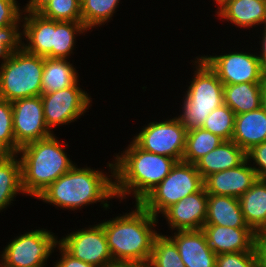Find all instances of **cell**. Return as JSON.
I'll list each match as a JSON object with an SVG mask.
<instances>
[{
    "mask_svg": "<svg viewBox=\"0 0 266 267\" xmlns=\"http://www.w3.org/2000/svg\"><path fill=\"white\" fill-rule=\"evenodd\" d=\"M80 80L73 86L52 93L41 94L43 112L48 129L70 125L92 107L91 94L80 88Z\"/></svg>",
    "mask_w": 266,
    "mask_h": 267,
    "instance_id": "10",
    "label": "cell"
},
{
    "mask_svg": "<svg viewBox=\"0 0 266 267\" xmlns=\"http://www.w3.org/2000/svg\"><path fill=\"white\" fill-rule=\"evenodd\" d=\"M12 153L2 144L0 143V162L6 160Z\"/></svg>",
    "mask_w": 266,
    "mask_h": 267,
    "instance_id": "41",
    "label": "cell"
},
{
    "mask_svg": "<svg viewBox=\"0 0 266 267\" xmlns=\"http://www.w3.org/2000/svg\"><path fill=\"white\" fill-rule=\"evenodd\" d=\"M110 267H145L142 265H134V264H114Z\"/></svg>",
    "mask_w": 266,
    "mask_h": 267,
    "instance_id": "44",
    "label": "cell"
},
{
    "mask_svg": "<svg viewBox=\"0 0 266 267\" xmlns=\"http://www.w3.org/2000/svg\"><path fill=\"white\" fill-rule=\"evenodd\" d=\"M223 141L219 136L203 128L190 130L186 134L185 151L182 161L195 164Z\"/></svg>",
    "mask_w": 266,
    "mask_h": 267,
    "instance_id": "28",
    "label": "cell"
},
{
    "mask_svg": "<svg viewBox=\"0 0 266 267\" xmlns=\"http://www.w3.org/2000/svg\"><path fill=\"white\" fill-rule=\"evenodd\" d=\"M261 107L266 112V77L263 82L262 94H261Z\"/></svg>",
    "mask_w": 266,
    "mask_h": 267,
    "instance_id": "42",
    "label": "cell"
},
{
    "mask_svg": "<svg viewBox=\"0 0 266 267\" xmlns=\"http://www.w3.org/2000/svg\"><path fill=\"white\" fill-rule=\"evenodd\" d=\"M56 134L28 143L17 153L21 163L22 187L26 196L37 198L40 193L76 163ZM62 143V144H61Z\"/></svg>",
    "mask_w": 266,
    "mask_h": 267,
    "instance_id": "4",
    "label": "cell"
},
{
    "mask_svg": "<svg viewBox=\"0 0 266 267\" xmlns=\"http://www.w3.org/2000/svg\"><path fill=\"white\" fill-rule=\"evenodd\" d=\"M51 0H28L23 5V13H39Z\"/></svg>",
    "mask_w": 266,
    "mask_h": 267,
    "instance_id": "40",
    "label": "cell"
},
{
    "mask_svg": "<svg viewBox=\"0 0 266 267\" xmlns=\"http://www.w3.org/2000/svg\"><path fill=\"white\" fill-rule=\"evenodd\" d=\"M261 248H266V241H261Z\"/></svg>",
    "mask_w": 266,
    "mask_h": 267,
    "instance_id": "46",
    "label": "cell"
},
{
    "mask_svg": "<svg viewBox=\"0 0 266 267\" xmlns=\"http://www.w3.org/2000/svg\"><path fill=\"white\" fill-rule=\"evenodd\" d=\"M263 267H266V248H261Z\"/></svg>",
    "mask_w": 266,
    "mask_h": 267,
    "instance_id": "45",
    "label": "cell"
},
{
    "mask_svg": "<svg viewBox=\"0 0 266 267\" xmlns=\"http://www.w3.org/2000/svg\"><path fill=\"white\" fill-rule=\"evenodd\" d=\"M236 114L225 104L216 108L205 120L202 128L224 141L232 140Z\"/></svg>",
    "mask_w": 266,
    "mask_h": 267,
    "instance_id": "31",
    "label": "cell"
},
{
    "mask_svg": "<svg viewBox=\"0 0 266 267\" xmlns=\"http://www.w3.org/2000/svg\"><path fill=\"white\" fill-rule=\"evenodd\" d=\"M121 0H82L81 15L82 23L91 32L94 28L108 25ZM91 29V30H90Z\"/></svg>",
    "mask_w": 266,
    "mask_h": 267,
    "instance_id": "29",
    "label": "cell"
},
{
    "mask_svg": "<svg viewBox=\"0 0 266 267\" xmlns=\"http://www.w3.org/2000/svg\"><path fill=\"white\" fill-rule=\"evenodd\" d=\"M87 32L89 30L82 21L53 20V58L69 59L77 48L76 38Z\"/></svg>",
    "mask_w": 266,
    "mask_h": 267,
    "instance_id": "27",
    "label": "cell"
},
{
    "mask_svg": "<svg viewBox=\"0 0 266 267\" xmlns=\"http://www.w3.org/2000/svg\"><path fill=\"white\" fill-rule=\"evenodd\" d=\"M257 47L254 53L250 50L229 51L220 55H201L200 57L217 74L218 79L223 85L241 84V83H263L265 73L261 67L257 55ZM250 51V52H249ZM256 51V52H255Z\"/></svg>",
    "mask_w": 266,
    "mask_h": 267,
    "instance_id": "11",
    "label": "cell"
},
{
    "mask_svg": "<svg viewBox=\"0 0 266 267\" xmlns=\"http://www.w3.org/2000/svg\"><path fill=\"white\" fill-rule=\"evenodd\" d=\"M213 1L215 2L216 7L218 5L216 9L217 11L215 10V13H217L230 0H213Z\"/></svg>",
    "mask_w": 266,
    "mask_h": 267,
    "instance_id": "43",
    "label": "cell"
},
{
    "mask_svg": "<svg viewBox=\"0 0 266 267\" xmlns=\"http://www.w3.org/2000/svg\"><path fill=\"white\" fill-rule=\"evenodd\" d=\"M215 267H263L261 252H234L216 255Z\"/></svg>",
    "mask_w": 266,
    "mask_h": 267,
    "instance_id": "33",
    "label": "cell"
},
{
    "mask_svg": "<svg viewBox=\"0 0 266 267\" xmlns=\"http://www.w3.org/2000/svg\"><path fill=\"white\" fill-rule=\"evenodd\" d=\"M222 21H227L241 30L261 28L266 25V0H230L217 13ZM263 24V25H262ZM243 28V29H242Z\"/></svg>",
    "mask_w": 266,
    "mask_h": 267,
    "instance_id": "19",
    "label": "cell"
},
{
    "mask_svg": "<svg viewBox=\"0 0 266 267\" xmlns=\"http://www.w3.org/2000/svg\"><path fill=\"white\" fill-rule=\"evenodd\" d=\"M203 186V178L195 164L178 161L170 173L139 203L158 218L171 205L198 192Z\"/></svg>",
    "mask_w": 266,
    "mask_h": 267,
    "instance_id": "7",
    "label": "cell"
},
{
    "mask_svg": "<svg viewBox=\"0 0 266 267\" xmlns=\"http://www.w3.org/2000/svg\"><path fill=\"white\" fill-rule=\"evenodd\" d=\"M239 201L246 224L262 237L266 232V180L257 179Z\"/></svg>",
    "mask_w": 266,
    "mask_h": 267,
    "instance_id": "23",
    "label": "cell"
},
{
    "mask_svg": "<svg viewBox=\"0 0 266 267\" xmlns=\"http://www.w3.org/2000/svg\"><path fill=\"white\" fill-rule=\"evenodd\" d=\"M191 63L195 66H192L194 73L182 97L180 115L177 113L187 132L202 128L207 117L224 104V85L217 74L200 55L196 56Z\"/></svg>",
    "mask_w": 266,
    "mask_h": 267,
    "instance_id": "5",
    "label": "cell"
},
{
    "mask_svg": "<svg viewBox=\"0 0 266 267\" xmlns=\"http://www.w3.org/2000/svg\"><path fill=\"white\" fill-rule=\"evenodd\" d=\"M25 195L22 187L21 163L17 154L0 162V212L16 201L18 195ZM18 194V195H17Z\"/></svg>",
    "mask_w": 266,
    "mask_h": 267,
    "instance_id": "26",
    "label": "cell"
},
{
    "mask_svg": "<svg viewBox=\"0 0 266 267\" xmlns=\"http://www.w3.org/2000/svg\"><path fill=\"white\" fill-rule=\"evenodd\" d=\"M123 151L115 153V196L123 202L131 196L139 203L171 171L176 160L139 148L132 140Z\"/></svg>",
    "mask_w": 266,
    "mask_h": 267,
    "instance_id": "3",
    "label": "cell"
},
{
    "mask_svg": "<svg viewBox=\"0 0 266 267\" xmlns=\"http://www.w3.org/2000/svg\"><path fill=\"white\" fill-rule=\"evenodd\" d=\"M44 57L21 48L0 63V99L13 102L42 94Z\"/></svg>",
    "mask_w": 266,
    "mask_h": 267,
    "instance_id": "6",
    "label": "cell"
},
{
    "mask_svg": "<svg viewBox=\"0 0 266 267\" xmlns=\"http://www.w3.org/2000/svg\"><path fill=\"white\" fill-rule=\"evenodd\" d=\"M146 267H186L174 241L161 232L155 237Z\"/></svg>",
    "mask_w": 266,
    "mask_h": 267,
    "instance_id": "30",
    "label": "cell"
},
{
    "mask_svg": "<svg viewBox=\"0 0 266 267\" xmlns=\"http://www.w3.org/2000/svg\"><path fill=\"white\" fill-rule=\"evenodd\" d=\"M232 141L245 152L266 141V112L262 107L235 116Z\"/></svg>",
    "mask_w": 266,
    "mask_h": 267,
    "instance_id": "20",
    "label": "cell"
},
{
    "mask_svg": "<svg viewBox=\"0 0 266 267\" xmlns=\"http://www.w3.org/2000/svg\"><path fill=\"white\" fill-rule=\"evenodd\" d=\"M21 28V29H20ZM22 25L0 27V63L22 48Z\"/></svg>",
    "mask_w": 266,
    "mask_h": 267,
    "instance_id": "34",
    "label": "cell"
},
{
    "mask_svg": "<svg viewBox=\"0 0 266 267\" xmlns=\"http://www.w3.org/2000/svg\"><path fill=\"white\" fill-rule=\"evenodd\" d=\"M39 13L55 21H82L80 0H51Z\"/></svg>",
    "mask_w": 266,
    "mask_h": 267,
    "instance_id": "32",
    "label": "cell"
},
{
    "mask_svg": "<svg viewBox=\"0 0 266 267\" xmlns=\"http://www.w3.org/2000/svg\"><path fill=\"white\" fill-rule=\"evenodd\" d=\"M132 141L141 149L182 161L187 130L178 116L163 121H150L142 126Z\"/></svg>",
    "mask_w": 266,
    "mask_h": 267,
    "instance_id": "9",
    "label": "cell"
},
{
    "mask_svg": "<svg viewBox=\"0 0 266 267\" xmlns=\"http://www.w3.org/2000/svg\"><path fill=\"white\" fill-rule=\"evenodd\" d=\"M78 71L73 63H70V59L45 57L42 94L52 93L75 85L80 79Z\"/></svg>",
    "mask_w": 266,
    "mask_h": 267,
    "instance_id": "24",
    "label": "cell"
},
{
    "mask_svg": "<svg viewBox=\"0 0 266 267\" xmlns=\"http://www.w3.org/2000/svg\"><path fill=\"white\" fill-rule=\"evenodd\" d=\"M246 158L255 170L257 178L266 180V141L254 145L246 152Z\"/></svg>",
    "mask_w": 266,
    "mask_h": 267,
    "instance_id": "37",
    "label": "cell"
},
{
    "mask_svg": "<svg viewBox=\"0 0 266 267\" xmlns=\"http://www.w3.org/2000/svg\"><path fill=\"white\" fill-rule=\"evenodd\" d=\"M257 179L246 158L239 166L207 176L203 184L207 194L240 198Z\"/></svg>",
    "mask_w": 266,
    "mask_h": 267,
    "instance_id": "16",
    "label": "cell"
},
{
    "mask_svg": "<svg viewBox=\"0 0 266 267\" xmlns=\"http://www.w3.org/2000/svg\"><path fill=\"white\" fill-rule=\"evenodd\" d=\"M20 5L17 0H0V27L22 25L23 11Z\"/></svg>",
    "mask_w": 266,
    "mask_h": 267,
    "instance_id": "36",
    "label": "cell"
},
{
    "mask_svg": "<svg viewBox=\"0 0 266 267\" xmlns=\"http://www.w3.org/2000/svg\"><path fill=\"white\" fill-rule=\"evenodd\" d=\"M0 143L15 154L12 104L2 99H0Z\"/></svg>",
    "mask_w": 266,
    "mask_h": 267,
    "instance_id": "35",
    "label": "cell"
},
{
    "mask_svg": "<svg viewBox=\"0 0 266 267\" xmlns=\"http://www.w3.org/2000/svg\"><path fill=\"white\" fill-rule=\"evenodd\" d=\"M22 29V48L25 51L53 58V20L40 13H23Z\"/></svg>",
    "mask_w": 266,
    "mask_h": 267,
    "instance_id": "17",
    "label": "cell"
},
{
    "mask_svg": "<svg viewBox=\"0 0 266 267\" xmlns=\"http://www.w3.org/2000/svg\"><path fill=\"white\" fill-rule=\"evenodd\" d=\"M208 194L204 186L167 208L161 215L168 229L174 231L201 230L206 221Z\"/></svg>",
    "mask_w": 266,
    "mask_h": 267,
    "instance_id": "14",
    "label": "cell"
},
{
    "mask_svg": "<svg viewBox=\"0 0 266 267\" xmlns=\"http://www.w3.org/2000/svg\"><path fill=\"white\" fill-rule=\"evenodd\" d=\"M18 235L0 252L1 267L48 266L47 259L60 245V238L47 228L32 229Z\"/></svg>",
    "mask_w": 266,
    "mask_h": 267,
    "instance_id": "8",
    "label": "cell"
},
{
    "mask_svg": "<svg viewBox=\"0 0 266 267\" xmlns=\"http://www.w3.org/2000/svg\"><path fill=\"white\" fill-rule=\"evenodd\" d=\"M168 236L176 244L186 267H215L216 254L201 230L175 231Z\"/></svg>",
    "mask_w": 266,
    "mask_h": 267,
    "instance_id": "18",
    "label": "cell"
},
{
    "mask_svg": "<svg viewBox=\"0 0 266 267\" xmlns=\"http://www.w3.org/2000/svg\"><path fill=\"white\" fill-rule=\"evenodd\" d=\"M263 83H241L224 85V104L236 115L261 107Z\"/></svg>",
    "mask_w": 266,
    "mask_h": 267,
    "instance_id": "25",
    "label": "cell"
},
{
    "mask_svg": "<svg viewBox=\"0 0 266 267\" xmlns=\"http://www.w3.org/2000/svg\"><path fill=\"white\" fill-rule=\"evenodd\" d=\"M134 209L100 222L105 232L109 252L115 264L147 266L159 218L154 217L140 203Z\"/></svg>",
    "mask_w": 266,
    "mask_h": 267,
    "instance_id": "2",
    "label": "cell"
},
{
    "mask_svg": "<svg viewBox=\"0 0 266 267\" xmlns=\"http://www.w3.org/2000/svg\"><path fill=\"white\" fill-rule=\"evenodd\" d=\"M106 164L108 172H103L104 170L99 168L93 169L87 164L82 168L76 163L67 173L43 190L37 200L69 211L81 210L84 206L86 208L101 202V208L108 211L111 208L110 200L116 199L113 158Z\"/></svg>",
    "mask_w": 266,
    "mask_h": 267,
    "instance_id": "1",
    "label": "cell"
},
{
    "mask_svg": "<svg viewBox=\"0 0 266 267\" xmlns=\"http://www.w3.org/2000/svg\"><path fill=\"white\" fill-rule=\"evenodd\" d=\"M246 159V152L234 141H223L218 147L204 155L196 163L203 180L214 173L239 166Z\"/></svg>",
    "mask_w": 266,
    "mask_h": 267,
    "instance_id": "21",
    "label": "cell"
},
{
    "mask_svg": "<svg viewBox=\"0 0 266 267\" xmlns=\"http://www.w3.org/2000/svg\"><path fill=\"white\" fill-rule=\"evenodd\" d=\"M202 231L208 245L216 255L234 252H261V237L251 228L204 225Z\"/></svg>",
    "mask_w": 266,
    "mask_h": 267,
    "instance_id": "15",
    "label": "cell"
},
{
    "mask_svg": "<svg viewBox=\"0 0 266 267\" xmlns=\"http://www.w3.org/2000/svg\"><path fill=\"white\" fill-rule=\"evenodd\" d=\"M60 258L53 263V267H96L70 255L61 245L57 247Z\"/></svg>",
    "mask_w": 266,
    "mask_h": 267,
    "instance_id": "38",
    "label": "cell"
},
{
    "mask_svg": "<svg viewBox=\"0 0 266 267\" xmlns=\"http://www.w3.org/2000/svg\"><path fill=\"white\" fill-rule=\"evenodd\" d=\"M260 30H262L261 31L262 32L261 33L262 37H258V38L262 39V40L261 41L259 40V42H258L259 46H260V44H261V46L259 48L260 51L257 52V55L259 57L263 72L266 75V25L263 26L262 29H260Z\"/></svg>",
    "mask_w": 266,
    "mask_h": 267,
    "instance_id": "39",
    "label": "cell"
},
{
    "mask_svg": "<svg viewBox=\"0 0 266 267\" xmlns=\"http://www.w3.org/2000/svg\"><path fill=\"white\" fill-rule=\"evenodd\" d=\"M87 227L68 232L60 239V245L74 258L96 267L114 265L102 224L94 222Z\"/></svg>",
    "mask_w": 266,
    "mask_h": 267,
    "instance_id": "12",
    "label": "cell"
},
{
    "mask_svg": "<svg viewBox=\"0 0 266 267\" xmlns=\"http://www.w3.org/2000/svg\"><path fill=\"white\" fill-rule=\"evenodd\" d=\"M11 104L15 154L20 147L53 134L46 126L41 95L18 99Z\"/></svg>",
    "mask_w": 266,
    "mask_h": 267,
    "instance_id": "13",
    "label": "cell"
},
{
    "mask_svg": "<svg viewBox=\"0 0 266 267\" xmlns=\"http://www.w3.org/2000/svg\"><path fill=\"white\" fill-rule=\"evenodd\" d=\"M204 225L250 228L244 220L239 198L213 194H208L207 215Z\"/></svg>",
    "mask_w": 266,
    "mask_h": 267,
    "instance_id": "22",
    "label": "cell"
}]
</instances>
